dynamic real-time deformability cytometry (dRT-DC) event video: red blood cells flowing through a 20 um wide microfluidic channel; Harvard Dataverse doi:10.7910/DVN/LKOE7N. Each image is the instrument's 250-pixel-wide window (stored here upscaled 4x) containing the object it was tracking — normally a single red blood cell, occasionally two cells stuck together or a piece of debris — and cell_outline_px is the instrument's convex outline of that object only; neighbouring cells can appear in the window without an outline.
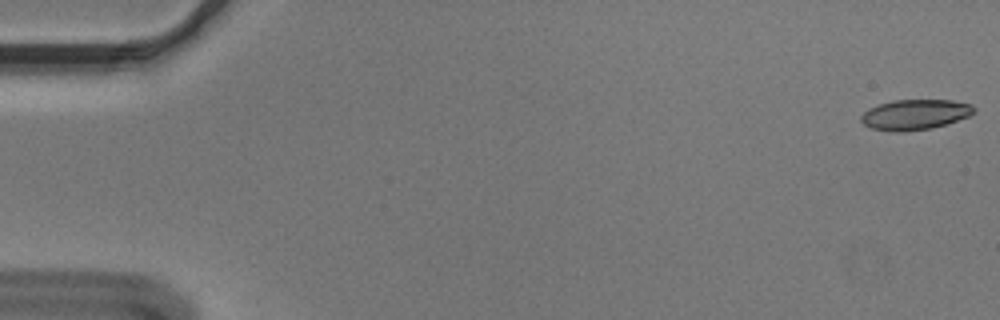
{"species": "Egyptian fruit bat (a non-hibernating species)", "species_latin": "Rousettus aegyptiacus", "temperature_condition": "cold", "stored_images_in_passage": 56, "camera_frame_rate_fps": 3000, "um_per_image_px": 0.085, "animal": {"sex": "male"}, "frame": {"image": 1, "passage_image": 1, "time_ms": 0.0, "image_size_px": [1000, 320], "cell_outline_px": [[976, 112], [968, 116], [932, 128], [904, 132], [888, 132], [872, 128], [864, 124], [860, 120], [860, 116], [868, 108], [892, 100], [952, 100], [972, 104], [976, 108]], "centroid_in_image_um": [77.76, 9.74], "position_along_channel_um": 7.2, "area_um2": 20.06}}
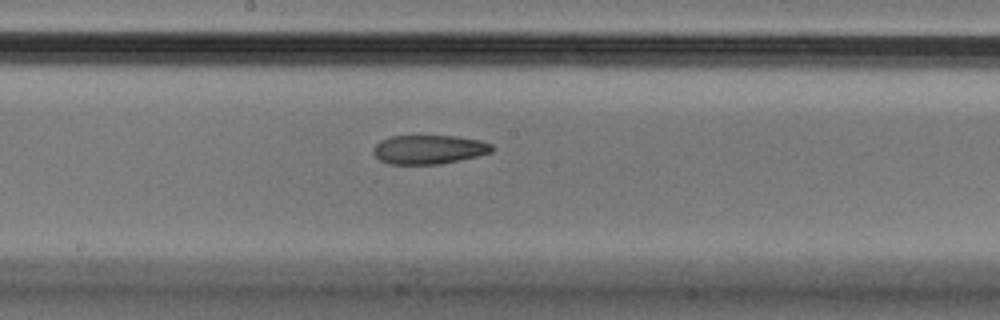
{"frame": {"image": 2, "passage_image": 30, "time_ms": 9.667, "image_size_px": [1000, 320], "cell_outline_px": [[496, 148], [492, 152], [476, 156], [440, 164], [388, 164], [380, 160], [372, 152], [372, 148], [380, 140], [392, 136], [456, 136], [480, 140], [492, 144]], "centroid_in_image_um": [36.45, 12.7], "position_along_channel_um": 211.7, "area_um2": 20.11}}
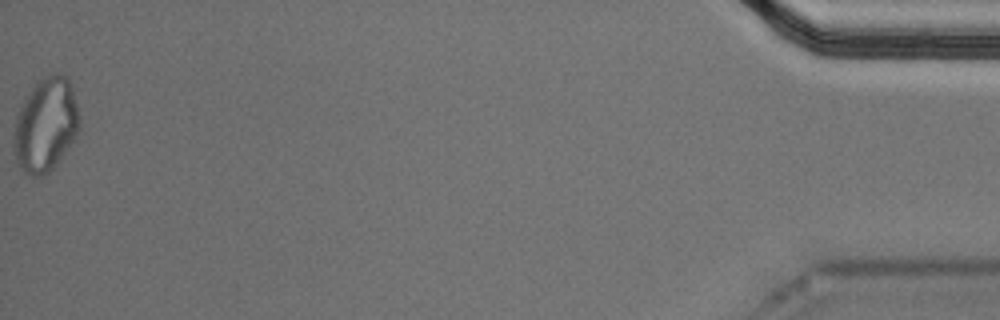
{"frame": {"image": 3, "passage_image": 56, "time_ms": 18.333, "image_size_px": [1000, 320], "cell_outline_px": [[80, 128], [76, 136], [56, 164], [48, 172], [40, 176], [32, 176], [24, 172], [20, 168], [16, 160], [12, 144], [12, 140], [16, 116], [24, 100], [32, 88], [44, 76], [56, 72], [68, 76], [80, 116]], "centroid_in_image_um": [3.88, 10.61], "position_along_channel_um": 431.3, "area_um2": 35.89}, "authors_computed_cell_mechanics": {"area_um2": 21.386, "velocity_mm_per_s": 3.6145, "shape_relaxation_time_tau1_ms": null, "shape_relaxation_time_tau2_ms": 5.4368, "deformation_change_tau1": null, "deformation_change_tau2": 0.1214}}